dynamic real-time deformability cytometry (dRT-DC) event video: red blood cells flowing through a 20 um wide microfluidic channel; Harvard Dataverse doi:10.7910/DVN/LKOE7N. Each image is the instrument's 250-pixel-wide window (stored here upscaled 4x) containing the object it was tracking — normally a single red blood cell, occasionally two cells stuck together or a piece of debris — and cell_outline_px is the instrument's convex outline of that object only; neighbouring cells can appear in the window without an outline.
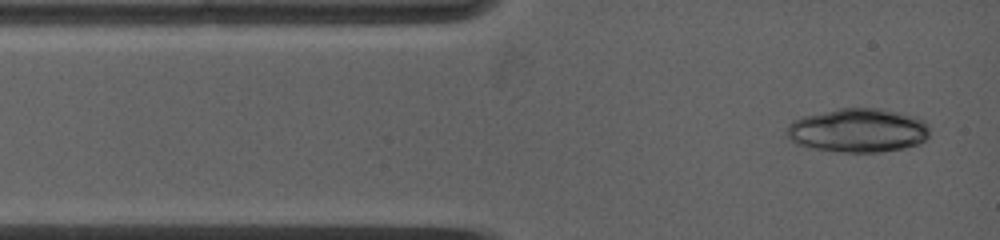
{"species": "common noctule bat (a hibernating species)", "species_latin": "Nyctalus noctula", "temperature_condition": "warm", "stored_images_in_passage": 3, "camera_frame_rate_fps": 5000, "um_per_image_px": 0.085, "animal": {"sex": "female", "body_mass_g": 19.0, "forearm_length_mm": 53.3}, "frame": {"image": 1, "passage_image": 1, "time_ms": 0.0, "image_size_px": [1000, 240], "cell_outline_px": [[928, 136], [920, 144], [904, 148], [880, 152], [844, 152], [808, 148], [796, 144], [784, 132], [788, 124], [792, 120], [804, 116], [840, 108], [880, 108], [916, 116], [924, 120], [928, 124]], "centroid_in_image_um": [72.93, 11.08], "position_along_channel_um": 12.1, "area_um2": 36.88}}